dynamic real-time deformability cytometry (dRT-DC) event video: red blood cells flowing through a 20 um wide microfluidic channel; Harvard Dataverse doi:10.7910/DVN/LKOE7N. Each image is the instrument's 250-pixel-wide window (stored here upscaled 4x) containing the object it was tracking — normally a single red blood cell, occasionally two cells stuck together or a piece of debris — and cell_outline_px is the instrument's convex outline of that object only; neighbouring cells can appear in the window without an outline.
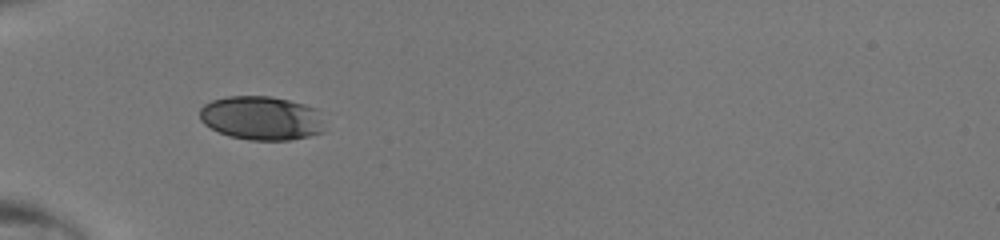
{"species": "human", "species_latin": "Homo sapiens", "temperature_condition": "room temperature", "stored_images_in_passage": 32, "camera_frame_rate_fps": 3000, "um_per_image_px": 0.085, "donor": {"sex": "male"}, "frame": {"image": 1, "passage_image": 1, "time_ms": 0.0, "image_size_px": [1000, 240], "cell_outline_px": [[324, 132], [308, 136], [288, 140], [248, 140], [228, 136], [204, 124], [200, 120], [200, 108], [204, 104], [212, 100], [228, 96], [272, 96], [304, 104], [316, 108]], "centroid_in_image_um": [22.18, 10.03], "position_along_channel_um": 62.8, "area_um2": 31.85}}
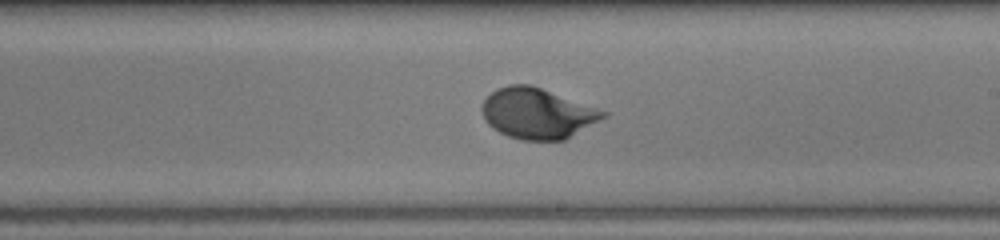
{"frame": {"image": 2, "passage_image": 14, "time_ms": 4.333, "image_size_px": [1000, 240], "cell_outline_px": [[608, 116], [564, 140], [520, 140], [508, 136], [492, 128], [484, 120], [480, 108], [484, 100], [496, 88], [508, 84], [532, 84], [608, 112]], "centroid_in_image_um": [45.65, 9.63], "position_along_channel_um": 243.3, "area_um2": 35.89}}
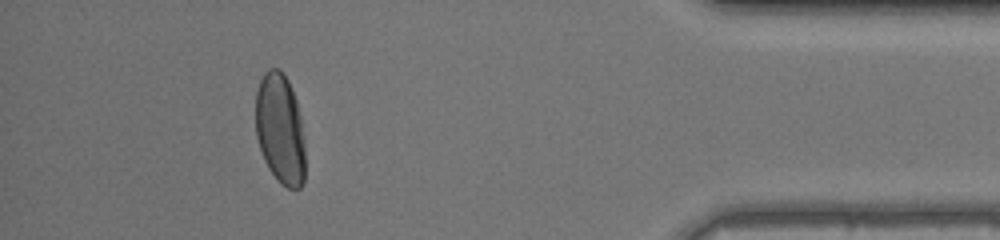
{"frame": {"image": 3, "passage_image": 28, "time_ms": 9.0, "image_size_px": [1000, 240], "cell_outline_px": [[304, 180], [300, 188], [288, 188], [280, 184], [276, 180], [268, 168], [264, 160], [256, 136], [256, 92], [260, 80], [264, 72], [268, 68], [280, 68], [288, 80], [296, 100], [300, 116], [304, 140]], "centroid_in_image_um": [23.8, 10.96], "position_along_channel_um": 411.4, "area_um2": 32.08}}